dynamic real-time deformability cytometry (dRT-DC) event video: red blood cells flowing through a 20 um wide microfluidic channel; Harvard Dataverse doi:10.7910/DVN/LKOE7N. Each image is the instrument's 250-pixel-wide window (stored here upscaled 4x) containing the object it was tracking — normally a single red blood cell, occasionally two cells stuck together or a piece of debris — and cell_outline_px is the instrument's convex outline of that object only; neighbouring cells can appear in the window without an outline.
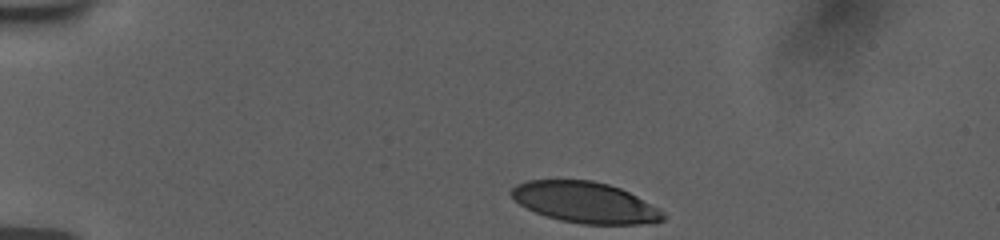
{"species": "human", "species_latin": "Homo sapiens", "temperature_condition": "room temperature", "stored_images_in_passage": 38, "camera_frame_rate_fps": 3000, "um_per_image_px": 0.085, "donor": {"sex": "female"}, "frame": {"image": 1, "passage_image": 1, "time_ms": 0.0, "image_size_px": [1000, 240], "cell_outline_px": [[668, 216], [664, 220], [640, 224], [580, 224], [560, 220], [536, 212], [520, 204], [508, 192], [516, 184], [528, 180], [592, 180], [608, 184], [620, 188], [660, 208]], "centroid_in_image_um": [49.76, 17.2], "position_along_channel_um": 35.2, "area_um2": 36.13}}
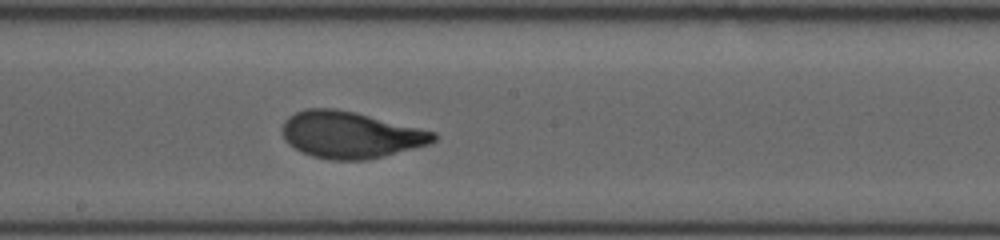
{"frame": {"image": 2, "passage_image": 21, "time_ms": 6.667, "image_size_px": [1000, 240], "cell_outline_px": [[436, 140], [428, 144], [384, 156], [368, 160], [332, 160], [312, 156], [288, 144], [284, 140], [280, 128], [284, 120], [288, 116], [296, 112], [308, 108], [336, 108], [356, 112], [436, 132]], "centroid_in_image_um": [29.75, 11.45], "position_along_channel_um": 218.5, "area_um2": 41.21}}
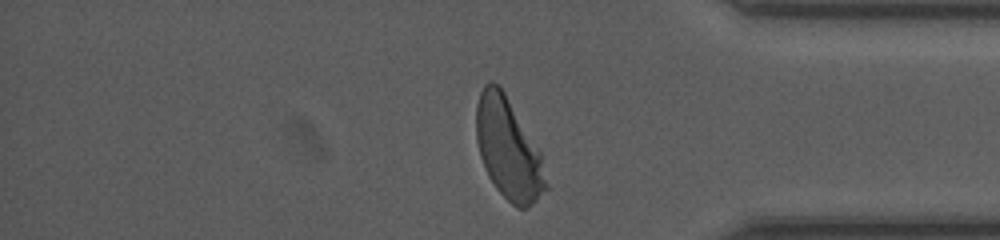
{"frame": {"image": 3, "passage_image": 36, "time_ms": 11.667, "image_size_px": [1000, 240], "cell_outline_px": [[548, 188], [528, 208], [516, 208], [496, 188], [488, 176], [484, 168], [480, 156], [476, 140], [476, 104], [480, 92], [484, 84], [492, 80], [504, 92], [540, 152], [548, 184]], "centroid_in_image_um": [43.19, 12.67], "position_along_channel_um": 392.0, "area_um2": 40.69}, "authors_computed_cell_mechanics": {"area_um2": 40.4022, "velocity_mm_per_s": 3.7297, "shape_relaxation_time_tau1_ms": 3.1802, "shape_relaxation_time_tau2_ms": null, "deformation_change_tau1": 0.1826, "deformation_change_tau2": null}}